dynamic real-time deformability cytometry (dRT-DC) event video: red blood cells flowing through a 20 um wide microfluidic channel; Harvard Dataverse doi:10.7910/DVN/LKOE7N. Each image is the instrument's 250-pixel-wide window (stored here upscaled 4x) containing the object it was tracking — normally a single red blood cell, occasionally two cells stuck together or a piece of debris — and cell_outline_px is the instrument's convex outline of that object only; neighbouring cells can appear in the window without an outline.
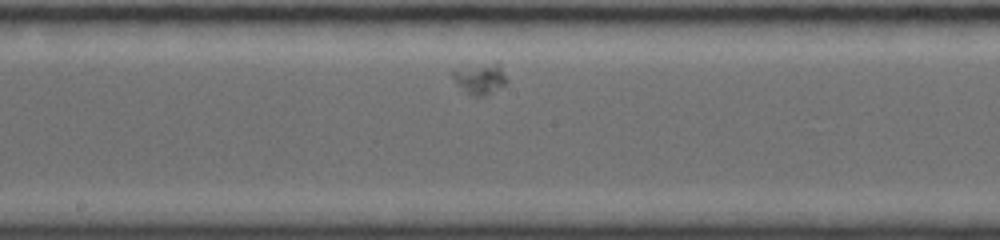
{"species": "common noctule bat (a hibernating species)", "species_latin": "Nyctalus noctula", "temperature_condition": "room temperature", "stored_images_in_passage": 44, "camera_frame_rate_fps": 4000, "um_per_image_px": 0.085, "animal": {"sex": "female", "body_mass_g": 19.0, "forearm_length_mm": 56.7}, "frame": {"image": 1, "passage_image": 19, "time_ms": 4.5, "image_size_px": [1000, 240], "cell_outline_px": [[508, 84], [484, 96], [472, 96], [456, 84], [452, 76], [452, 68], [496, 60], [500, 64], [508, 80]], "centroid_in_image_um": [40.82, 6.62], "position_along_channel_um": 207.4, "area_um2": 10.35}}